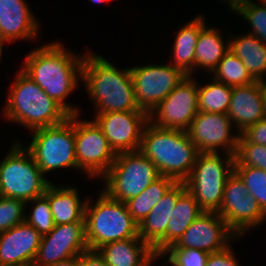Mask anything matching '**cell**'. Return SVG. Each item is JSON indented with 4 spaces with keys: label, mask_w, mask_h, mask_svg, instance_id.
I'll use <instances>...</instances> for the list:
<instances>
[{
    "label": "cell",
    "mask_w": 266,
    "mask_h": 266,
    "mask_svg": "<svg viewBox=\"0 0 266 266\" xmlns=\"http://www.w3.org/2000/svg\"><path fill=\"white\" fill-rule=\"evenodd\" d=\"M225 1L230 11L237 12L245 21H248L251 26L248 34L257 36L266 44V7L252 0H224L223 2Z\"/></svg>",
    "instance_id": "cell-31"
},
{
    "label": "cell",
    "mask_w": 266,
    "mask_h": 266,
    "mask_svg": "<svg viewBox=\"0 0 266 266\" xmlns=\"http://www.w3.org/2000/svg\"><path fill=\"white\" fill-rule=\"evenodd\" d=\"M234 157V166H250L266 171L265 145L238 142Z\"/></svg>",
    "instance_id": "cell-34"
},
{
    "label": "cell",
    "mask_w": 266,
    "mask_h": 266,
    "mask_svg": "<svg viewBox=\"0 0 266 266\" xmlns=\"http://www.w3.org/2000/svg\"><path fill=\"white\" fill-rule=\"evenodd\" d=\"M0 266H28V265H0Z\"/></svg>",
    "instance_id": "cell-45"
},
{
    "label": "cell",
    "mask_w": 266,
    "mask_h": 266,
    "mask_svg": "<svg viewBox=\"0 0 266 266\" xmlns=\"http://www.w3.org/2000/svg\"><path fill=\"white\" fill-rule=\"evenodd\" d=\"M28 203H33V208L25 215V221L42 236L48 234L55 227L48 198L42 195L26 202V205Z\"/></svg>",
    "instance_id": "cell-33"
},
{
    "label": "cell",
    "mask_w": 266,
    "mask_h": 266,
    "mask_svg": "<svg viewBox=\"0 0 266 266\" xmlns=\"http://www.w3.org/2000/svg\"><path fill=\"white\" fill-rule=\"evenodd\" d=\"M42 235L26 221L0 233V265L32 266Z\"/></svg>",
    "instance_id": "cell-18"
},
{
    "label": "cell",
    "mask_w": 266,
    "mask_h": 266,
    "mask_svg": "<svg viewBox=\"0 0 266 266\" xmlns=\"http://www.w3.org/2000/svg\"><path fill=\"white\" fill-rule=\"evenodd\" d=\"M260 5L266 7V0H260Z\"/></svg>",
    "instance_id": "cell-44"
},
{
    "label": "cell",
    "mask_w": 266,
    "mask_h": 266,
    "mask_svg": "<svg viewBox=\"0 0 266 266\" xmlns=\"http://www.w3.org/2000/svg\"><path fill=\"white\" fill-rule=\"evenodd\" d=\"M84 56L67 51L60 41L51 42L26 54L21 69L70 115L80 114L65 100L82 80Z\"/></svg>",
    "instance_id": "cell-1"
},
{
    "label": "cell",
    "mask_w": 266,
    "mask_h": 266,
    "mask_svg": "<svg viewBox=\"0 0 266 266\" xmlns=\"http://www.w3.org/2000/svg\"><path fill=\"white\" fill-rule=\"evenodd\" d=\"M220 153H198L190 177L185 181L187 190L205 212H217L221 207L228 177L234 172L235 157Z\"/></svg>",
    "instance_id": "cell-7"
},
{
    "label": "cell",
    "mask_w": 266,
    "mask_h": 266,
    "mask_svg": "<svg viewBox=\"0 0 266 266\" xmlns=\"http://www.w3.org/2000/svg\"><path fill=\"white\" fill-rule=\"evenodd\" d=\"M13 82L3 110V116L9 122L32 131L61 124L70 117L22 69H19Z\"/></svg>",
    "instance_id": "cell-4"
},
{
    "label": "cell",
    "mask_w": 266,
    "mask_h": 266,
    "mask_svg": "<svg viewBox=\"0 0 266 266\" xmlns=\"http://www.w3.org/2000/svg\"><path fill=\"white\" fill-rule=\"evenodd\" d=\"M49 266H80V255Z\"/></svg>",
    "instance_id": "cell-40"
},
{
    "label": "cell",
    "mask_w": 266,
    "mask_h": 266,
    "mask_svg": "<svg viewBox=\"0 0 266 266\" xmlns=\"http://www.w3.org/2000/svg\"><path fill=\"white\" fill-rule=\"evenodd\" d=\"M223 41L220 29L215 27H204L198 36L195 48V69L198 67L212 71L217 67L223 56L230 50L229 40Z\"/></svg>",
    "instance_id": "cell-27"
},
{
    "label": "cell",
    "mask_w": 266,
    "mask_h": 266,
    "mask_svg": "<svg viewBox=\"0 0 266 266\" xmlns=\"http://www.w3.org/2000/svg\"><path fill=\"white\" fill-rule=\"evenodd\" d=\"M115 154L138 151L149 114L143 110L104 112L93 118Z\"/></svg>",
    "instance_id": "cell-14"
},
{
    "label": "cell",
    "mask_w": 266,
    "mask_h": 266,
    "mask_svg": "<svg viewBox=\"0 0 266 266\" xmlns=\"http://www.w3.org/2000/svg\"><path fill=\"white\" fill-rule=\"evenodd\" d=\"M227 115L240 134L247 127L266 118L260 81L244 86H235Z\"/></svg>",
    "instance_id": "cell-20"
},
{
    "label": "cell",
    "mask_w": 266,
    "mask_h": 266,
    "mask_svg": "<svg viewBox=\"0 0 266 266\" xmlns=\"http://www.w3.org/2000/svg\"><path fill=\"white\" fill-rule=\"evenodd\" d=\"M217 213L238 238L266 221V213L248 193L244 181L235 171L226 181L221 207Z\"/></svg>",
    "instance_id": "cell-10"
},
{
    "label": "cell",
    "mask_w": 266,
    "mask_h": 266,
    "mask_svg": "<svg viewBox=\"0 0 266 266\" xmlns=\"http://www.w3.org/2000/svg\"><path fill=\"white\" fill-rule=\"evenodd\" d=\"M176 183L175 179L160 175L138 196L125 202L129 213L138 225Z\"/></svg>",
    "instance_id": "cell-28"
},
{
    "label": "cell",
    "mask_w": 266,
    "mask_h": 266,
    "mask_svg": "<svg viewBox=\"0 0 266 266\" xmlns=\"http://www.w3.org/2000/svg\"><path fill=\"white\" fill-rule=\"evenodd\" d=\"M50 183L30 151L16 140L0 162V196L28 202L44 195Z\"/></svg>",
    "instance_id": "cell-6"
},
{
    "label": "cell",
    "mask_w": 266,
    "mask_h": 266,
    "mask_svg": "<svg viewBox=\"0 0 266 266\" xmlns=\"http://www.w3.org/2000/svg\"><path fill=\"white\" fill-rule=\"evenodd\" d=\"M32 132V141L26 148L44 176L60 168L79 170L75 155L74 115L61 124Z\"/></svg>",
    "instance_id": "cell-8"
},
{
    "label": "cell",
    "mask_w": 266,
    "mask_h": 266,
    "mask_svg": "<svg viewBox=\"0 0 266 266\" xmlns=\"http://www.w3.org/2000/svg\"><path fill=\"white\" fill-rule=\"evenodd\" d=\"M5 42H2V41H0V61H1V57H2V52H3V44H4Z\"/></svg>",
    "instance_id": "cell-43"
},
{
    "label": "cell",
    "mask_w": 266,
    "mask_h": 266,
    "mask_svg": "<svg viewBox=\"0 0 266 266\" xmlns=\"http://www.w3.org/2000/svg\"><path fill=\"white\" fill-rule=\"evenodd\" d=\"M39 28L26 0H0V41H33L38 38Z\"/></svg>",
    "instance_id": "cell-19"
},
{
    "label": "cell",
    "mask_w": 266,
    "mask_h": 266,
    "mask_svg": "<svg viewBox=\"0 0 266 266\" xmlns=\"http://www.w3.org/2000/svg\"><path fill=\"white\" fill-rule=\"evenodd\" d=\"M238 142H250L266 146V118L247 127L241 132Z\"/></svg>",
    "instance_id": "cell-37"
},
{
    "label": "cell",
    "mask_w": 266,
    "mask_h": 266,
    "mask_svg": "<svg viewBox=\"0 0 266 266\" xmlns=\"http://www.w3.org/2000/svg\"><path fill=\"white\" fill-rule=\"evenodd\" d=\"M215 80L228 86H244L255 82L240 58L228 51L212 71Z\"/></svg>",
    "instance_id": "cell-30"
},
{
    "label": "cell",
    "mask_w": 266,
    "mask_h": 266,
    "mask_svg": "<svg viewBox=\"0 0 266 266\" xmlns=\"http://www.w3.org/2000/svg\"><path fill=\"white\" fill-rule=\"evenodd\" d=\"M230 246H227L224 250L210 253L205 266H239Z\"/></svg>",
    "instance_id": "cell-38"
},
{
    "label": "cell",
    "mask_w": 266,
    "mask_h": 266,
    "mask_svg": "<svg viewBox=\"0 0 266 266\" xmlns=\"http://www.w3.org/2000/svg\"><path fill=\"white\" fill-rule=\"evenodd\" d=\"M97 251L108 266H152L159 258L140 237L110 242Z\"/></svg>",
    "instance_id": "cell-21"
},
{
    "label": "cell",
    "mask_w": 266,
    "mask_h": 266,
    "mask_svg": "<svg viewBox=\"0 0 266 266\" xmlns=\"http://www.w3.org/2000/svg\"><path fill=\"white\" fill-rule=\"evenodd\" d=\"M229 38L230 51L242 60L252 78L266 79V44L248 33Z\"/></svg>",
    "instance_id": "cell-26"
},
{
    "label": "cell",
    "mask_w": 266,
    "mask_h": 266,
    "mask_svg": "<svg viewBox=\"0 0 266 266\" xmlns=\"http://www.w3.org/2000/svg\"><path fill=\"white\" fill-rule=\"evenodd\" d=\"M26 202L0 196V233L25 221Z\"/></svg>",
    "instance_id": "cell-35"
},
{
    "label": "cell",
    "mask_w": 266,
    "mask_h": 266,
    "mask_svg": "<svg viewBox=\"0 0 266 266\" xmlns=\"http://www.w3.org/2000/svg\"><path fill=\"white\" fill-rule=\"evenodd\" d=\"M74 114L75 155L77 167L88 177L102 178L115 161L116 154L94 120H82Z\"/></svg>",
    "instance_id": "cell-11"
},
{
    "label": "cell",
    "mask_w": 266,
    "mask_h": 266,
    "mask_svg": "<svg viewBox=\"0 0 266 266\" xmlns=\"http://www.w3.org/2000/svg\"><path fill=\"white\" fill-rule=\"evenodd\" d=\"M80 266H108L97 250L88 249L80 254Z\"/></svg>",
    "instance_id": "cell-39"
},
{
    "label": "cell",
    "mask_w": 266,
    "mask_h": 266,
    "mask_svg": "<svg viewBox=\"0 0 266 266\" xmlns=\"http://www.w3.org/2000/svg\"><path fill=\"white\" fill-rule=\"evenodd\" d=\"M198 84L187 76L149 114V122L164 129L187 131L198 113Z\"/></svg>",
    "instance_id": "cell-13"
},
{
    "label": "cell",
    "mask_w": 266,
    "mask_h": 266,
    "mask_svg": "<svg viewBox=\"0 0 266 266\" xmlns=\"http://www.w3.org/2000/svg\"><path fill=\"white\" fill-rule=\"evenodd\" d=\"M44 195L49 200L55 225L85 222V205L87 198L82 200L75 187L57 186L52 182Z\"/></svg>",
    "instance_id": "cell-24"
},
{
    "label": "cell",
    "mask_w": 266,
    "mask_h": 266,
    "mask_svg": "<svg viewBox=\"0 0 266 266\" xmlns=\"http://www.w3.org/2000/svg\"><path fill=\"white\" fill-rule=\"evenodd\" d=\"M237 238L217 212H204L169 248L200 249L210 254L224 250Z\"/></svg>",
    "instance_id": "cell-17"
},
{
    "label": "cell",
    "mask_w": 266,
    "mask_h": 266,
    "mask_svg": "<svg viewBox=\"0 0 266 266\" xmlns=\"http://www.w3.org/2000/svg\"><path fill=\"white\" fill-rule=\"evenodd\" d=\"M233 87L212 78V82L198 85V111L227 114Z\"/></svg>",
    "instance_id": "cell-29"
},
{
    "label": "cell",
    "mask_w": 266,
    "mask_h": 266,
    "mask_svg": "<svg viewBox=\"0 0 266 266\" xmlns=\"http://www.w3.org/2000/svg\"><path fill=\"white\" fill-rule=\"evenodd\" d=\"M85 239L90 250L104 244L139 237V225L132 218L126 203L101 191L95 204L87 199L85 205Z\"/></svg>",
    "instance_id": "cell-5"
},
{
    "label": "cell",
    "mask_w": 266,
    "mask_h": 266,
    "mask_svg": "<svg viewBox=\"0 0 266 266\" xmlns=\"http://www.w3.org/2000/svg\"><path fill=\"white\" fill-rule=\"evenodd\" d=\"M87 250L85 222L55 225L42 236L32 266H49L79 256Z\"/></svg>",
    "instance_id": "cell-16"
},
{
    "label": "cell",
    "mask_w": 266,
    "mask_h": 266,
    "mask_svg": "<svg viewBox=\"0 0 266 266\" xmlns=\"http://www.w3.org/2000/svg\"><path fill=\"white\" fill-rule=\"evenodd\" d=\"M160 176L155 164L139 150L116 154L108 172L102 177L111 198L125 203L138 196Z\"/></svg>",
    "instance_id": "cell-9"
},
{
    "label": "cell",
    "mask_w": 266,
    "mask_h": 266,
    "mask_svg": "<svg viewBox=\"0 0 266 266\" xmlns=\"http://www.w3.org/2000/svg\"><path fill=\"white\" fill-rule=\"evenodd\" d=\"M89 1H91L92 3L100 4V3H104L106 1H111V0H89Z\"/></svg>",
    "instance_id": "cell-42"
},
{
    "label": "cell",
    "mask_w": 266,
    "mask_h": 266,
    "mask_svg": "<svg viewBox=\"0 0 266 266\" xmlns=\"http://www.w3.org/2000/svg\"><path fill=\"white\" fill-rule=\"evenodd\" d=\"M205 211L199 206L194 196L186 189L178 198L168 221L165 236L152 248L160 257L183 235L191 223Z\"/></svg>",
    "instance_id": "cell-23"
},
{
    "label": "cell",
    "mask_w": 266,
    "mask_h": 266,
    "mask_svg": "<svg viewBox=\"0 0 266 266\" xmlns=\"http://www.w3.org/2000/svg\"><path fill=\"white\" fill-rule=\"evenodd\" d=\"M139 151L156 166L160 175L185 182L191 175L198 150L187 131L164 129L148 122Z\"/></svg>",
    "instance_id": "cell-3"
},
{
    "label": "cell",
    "mask_w": 266,
    "mask_h": 266,
    "mask_svg": "<svg viewBox=\"0 0 266 266\" xmlns=\"http://www.w3.org/2000/svg\"><path fill=\"white\" fill-rule=\"evenodd\" d=\"M135 100L139 109L150 112L164 100L187 75L170 63L130 67Z\"/></svg>",
    "instance_id": "cell-12"
},
{
    "label": "cell",
    "mask_w": 266,
    "mask_h": 266,
    "mask_svg": "<svg viewBox=\"0 0 266 266\" xmlns=\"http://www.w3.org/2000/svg\"><path fill=\"white\" fill-rule=\"evenodd\" d=\"M186 189L185 182H177L139 224V237L151 248L165 236L168 221L177 203V198Z\"/></svg>",
    "instance_id": "cell-22"
},
{
    "label": "cell",
    "mask_w": 266,
    "mask_h": 266,
    "mask_svg": "<svg viewBox=\"0 0 266 266\" xmlns=\"http://www.w3.org/2000/svg\"><path fill=\"white\" fill-rule=\"evenodd\" d=\"M234 171L244 181L248 193L266 213V171L250 166H234Z\"/></svg>",
    "instance_id": "cell-32"
},
{
    "label": "cell",
    "mask_w": 266,
    "mask_h": 266,
    "mask_svg": "<svg viewBox=\"0 0 266 266\" xmlns=\"http://www.w3.org/2000/svg\"><path fill=\"white\" fill-rule=\"evenodd\" d=\"M165 255L172 266H205L209 257L208 252L193 248H168L159 258Z\"/></svg>",
    "instance_id": "cell-36"
},
{
    "label": "cell",
    "mask_w": 266,
    "mask_h": 266,
    "mask_svg": "<svg viewBox=\"0 0 266 266\" xmlns=\"http://www.w3.org/2000/svg\"><path fill=\"white\" fill-rule=\"evenodd\" d=\"M232 127L233 123L227 114L199 111L187 134L198 153H220L223 150V153L234 155L240 134L232 135Z\"/></svg>",
    "instance_id": "cell-15"
},
{
    "label": "cell",
    "mask_w": 266,
    "mask_h": 266,
    "mask_svg": "<svg viewBox=\"0 0 266 266\" xmlns=\"http://www.w3.org/2000/svg\"><path fill=\"white\" fill-rule=\"evenodd\" d=\"M82 82L96 114L141 110L135 100L130 67L121 70L90 50L84 56Z\"/></svg>",
    "instance_id": "cell-2"
},
{
    "label": "cell",
    "mask_w": 266,
    "mask_h": 266,
    "mask_svg": "<svg viewBox=\"0 0 266 266\" xmlns=\"http://www.w3.org/2000/svg\"><path fill=\"white\" fill-rule=\"evenodd\" d=\"M260 86H261V91L263 94V99H264V106L266 108V80L260 81Z\"/></svg>",
    "instance_id": "cell-41"
},
{
    "label": "cell",
    "mask_w": 266,
    "mask_h": 266,
    "mask_svg": "<svg viewBox=\"0 0 266 266\" xmlns=\"http://www.w3.org/2000/svg\"><path fill=\"white\" fill-rule=\"evenodd\" d=\"M204 17L196 16L189 23L183 25L176 32L173 45V61L169 63L182 70L187 76L195 72V48L200 31L205 27Z\"/></svg>",
    "instance_id": "cell-25"
}]
</instances>
